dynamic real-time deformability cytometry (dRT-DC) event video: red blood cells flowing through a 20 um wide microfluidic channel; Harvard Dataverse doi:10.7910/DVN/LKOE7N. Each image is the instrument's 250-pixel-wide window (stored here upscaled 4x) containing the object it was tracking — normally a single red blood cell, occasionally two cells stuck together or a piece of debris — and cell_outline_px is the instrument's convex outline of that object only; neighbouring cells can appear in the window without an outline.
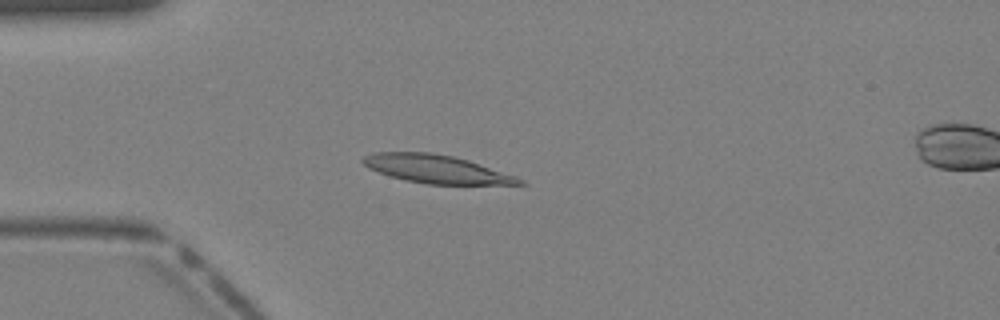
{"species": "Egyptian fruit bat (a non-hibernating species)", "species_latin": "Rousettus aegyptiacus", "temperature_condition": "warm", "stored_images_in_passage": 38, "camera_frame_rate_fps": 3000, "um_per_image_px": 0.085, "animal": {"sex": "female"}, "frame": {"image": 1, "passage_image": 9, "time_ms": 2.667, "image_size_px": [1000, 320], "cell_outline_px": [[528, 184], [428, 184], [404, 180], [388, 176], [368, 168], [360, 160], [364, 156], [372, 152], [432, 152], [452, 156], [468, 160], [516, 176], [524, 180]], "centroid_in_image_um": [37.05, 14.36], "position_along_channel_um": 47.9, "area_um2": 25.72}}
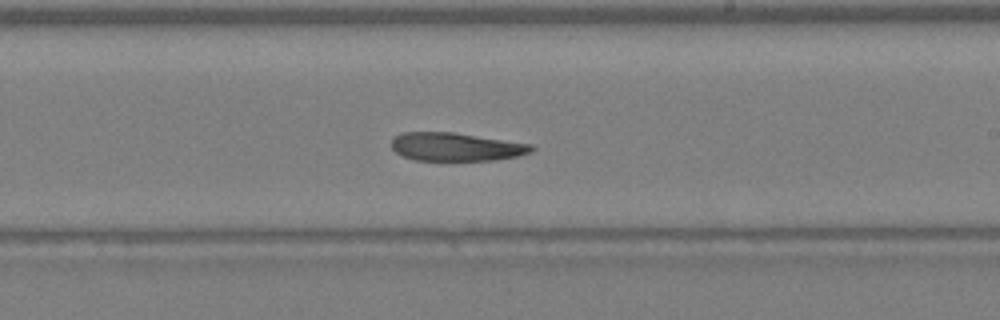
{"frame": {"image": 2, "passage_image": 22, "time_ms": 7.0, "image_size_px": [1000, 320], "cell_outline_px": [[536, 148], [532, 152], [516, 156], [496, 160], [412, 160], [396, 152], [392, 148], [392, 136], [400, 132], [452, 132], [532, 144]], "centroid_in_image_um": [38.74, 12.47], "position_along_channel_um": 250.3, "area_um2": 23.12}}
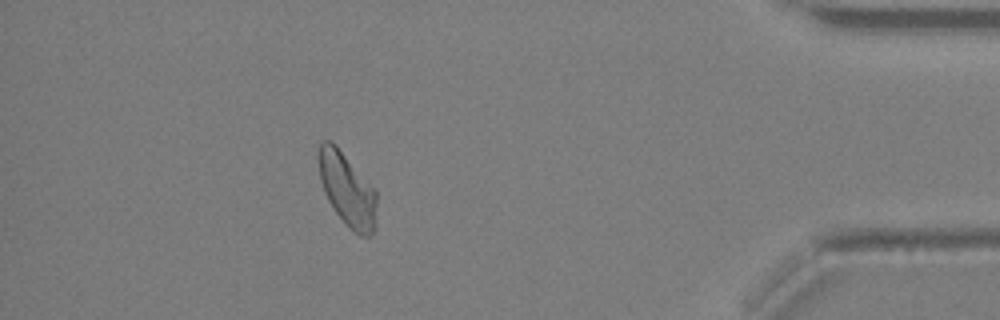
{"frame": {"image": 3, "passage_image": 34, "time_ms": 11.0, "image_size_px": [1000, 320], "cell_outline_px": [[376, 224], [372, 236], [360, 236], [336, 212], [328, 200], [324, 192], [320, 180], [316, 156], [320, 144], [324, 140], [332, 140], [376, 192]], "centroid_in_image_um": [29.48, 16.08], "position_along_channel_um": 405.7, "area_um2": 24.45}}